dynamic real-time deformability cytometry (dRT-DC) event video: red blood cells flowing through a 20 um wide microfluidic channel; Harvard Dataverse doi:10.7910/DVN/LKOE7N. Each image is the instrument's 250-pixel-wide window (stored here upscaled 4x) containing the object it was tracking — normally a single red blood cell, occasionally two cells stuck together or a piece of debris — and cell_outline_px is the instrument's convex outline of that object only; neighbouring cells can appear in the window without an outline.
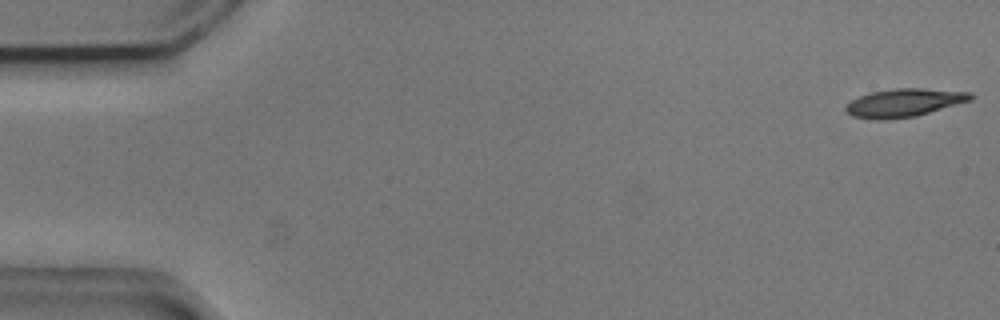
{"species": "common noctule bat (a hibernating species)", "species_latin": "Nyctalus noctula", "temperature_condition": "cold", "stored_images_in_passage": 9, "camera_frame_rate_fps": 3000, "um_per_image_px": 0.085, "animal": {"sex": "male", "body_mass_g": 20.5, "forearm_length_mm": 52.5}, "frame": {"image": 1, "passage_image": 1, "time_ms": 0.0, "image_size_px": [1000, 320], "cell_outline_px": [[976, 96], [972, 100], [916, 116], [884, 120], [876, 120], [852, 116], [844, 108], [852, 100], [860, 96], [872, 92], [896, 88], [920, 88], [972, 92]], "centroid_in_image_um": [76.89, 8.73], "position_along_channel_um": 8.1, "area_um2": 20.46}}